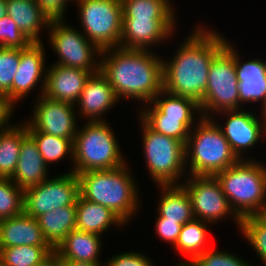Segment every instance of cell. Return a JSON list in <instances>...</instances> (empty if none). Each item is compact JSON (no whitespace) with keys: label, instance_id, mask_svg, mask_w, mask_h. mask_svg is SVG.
I'll return each instance as SVG.
<instances>
[{"label":"cell","instance_id":"1","mask_svg":"<svg viewBox=\"0 0 266 266\" xmlns=\"http://www.w3.org/2000/svg\"><path fill=\"white\" fill-rule=\"evenodd\" d=\"M208 28L196 26L179 44L175 55L168 58L170 61L163 58V89L191 98L199 105L206 91L211 62L228 41L215 29Z\"/></svg>","mask_w":266,"mask_h":266},{"label":"cell","instance_id":"2","mask_svg":"<svg viewBox=\"0 0 266 266\" xmlns=\"http://www.w3.org/2000/svg\"><path fill=\"white\" fill-rule=\"evenodd\" d=\"M100 71L120 100L148 104L163 89V57L150 50L121 47L101 50Z\"/></svg>","mask_w":266,"mask_h":266},{"label":"cell","instance_id":"3","mask_svg":"<svg viewBox=\"0 0 266 266\" xmlns=\"http://www.w3.org/2000/svg\"><path fill=\"white\" fill-rule=\"evenodd\" d=\"M129 164L115 169L77 174L80 196L109 208L126 225L140 210L139 188L128 168Z\"/></svg>","mask_w":266,"mask_h":266},{"label":"cell","instance_id":"4","mask_svg":"<svg viewBox=\"0 0 266 266\" xmlns=\"http://www.w3.org/2000/svg\"><path fill=\"white\" fill-rule=\"evenodd\" d=\"M239 160L211 118L202 117L190 130L185 144L187 175L215 176Z\"/></svg>","mask_w":266,"mask_h":266},{"label":"cell","instance_id":"5","mask_svg":"<svg viewBox=\"0 0 266 266\" xmlns=\"http://www.w3.org/2000/svg\"><path fill=\"white\" fill-rule=\"evenodd\" d=\"M84 124L81 126L83 128H78L73 141V163L67 172L80 174L91 170H109L128 162L106 120L87 121Z\"/></svg>","mask_w":266,"mask_h":266},{"label":"cell","instance_id":"6","mask_svg":"<svg viewBox=\"0 0 266 266\" xmlns=\"http://www.w3.org/2000/svg\"><path fill=\"white\" fill-rule=\"evenodd\" d=\"M215 177L220 182L232 211L240 220L258 213L266 199L264 163L248 157L218 172Z\"/></svg>","mask_w":266,"mask_h":266},{"label":"cell","instance_id":"7","mask_svg":"<svg viewBox=\"0 0 266 266\" xmlns=\"http://www.w3.org/2000/svg\"><path fill=\"white\" fill-rule=\"evenodd\" d=\"M143 156L150 177L156 185H180L187 174L185 145L172 137L150 129L140 118ZM186 172V173H185ZM185 174V175H184Z\"/></svg>","mask_w":266,"mask_h":266},{"label":"cell","instance_id":"8","mask_svg":"<svg viewBox=\"0 0 266 266\" xmlns=\"http://www.w3.org/2000/svg\"><path fill=\"white\" fill-rule=\"evenodd\" d=\"M236 109H239L238 80L234 46L228 40L211 62L200 110L204 118H212L219 112Z\"/></svg>","mask_w":266,"mask_h":266},{"label":"cell","instance_id":"9","mask_svg":"<svg viewBox=\"0 0 266 266\" xmlns=\"http://www.w3.org/2000/svg\"><path fill=\"white\" fill-rule=\"evenodd\" d=\"M65 20L53 19L47 29L48 42L59 57L53 64L82 69L92 74L98 72L101 50L80 29L65 23Z\"/></svg>","mask_w":266,"mask_h":266},{"label":"cell","instance_id":"10","mask_svg":"<svg viewBox=\"0 0 266 266\" xmlns=\"http://www.w3.org/2000/svg\"><path fill=\"white\" fill-rule=\"evenodd\" d=\"M83 34L100 50L120 47L121 0H79L76 3Z\"/></svg>","mask_w":266,"mask_h":266},{"label":"cell","instance_id":"11","mask_svg":"<svg viewBox=\"0 0 266 266\" xmlns=\"http://www.w3.org/2000/svg\"><path fill=\"white\" fill-rule=\"evenodd\" d=\"M79 195V178L74 172L48 177L24 189L23 212L36 219L58 207L75 205Z\"/></svg>","mask_w":266,"mask_h":266},{"label":"cell","instance_id":"12","mask_svg":"<svg viewBox=\"0 0 266 266\" xmlns=\"http://www.w3.org/2000/svg\"><path fill=\"white\" fill-rule=\"evenodd\" d=\"M188 192L195 219L205 221L212 225L219 223L225 217L233 218L235 225L240 227V219L232 211L220 182L215 176H190L181 181Z\"/></svg>","mask_w":266,"mask_h":266},{"label":"cell","instance_id":"13","mask_svg":"<svg viewBox=\"0 0 266 266\" xmlns=\"http://www.w3.org/2000/svg\"><path fill=\"white\" fill-rule=\"evenodd\" d=\"M35 100L37 101L32 107L33 115L29 120L23 121L27 131H40L74 141L79 128L75 105L52 100L44 95L38 96Z\"/></svg>","mask_w":266,"mask_h":266},{"label":"cell","instance_id":"14","mask_svg":"<svg viewBox=\"0 0 266 266\" xmlns=\"http://www.w3.org/2000/svg\"><path fill=\"white\" fill-rule=\"evenodd\" d=\"M219 116H227L225 126L218 124L216 117L211 119L221 129L223 136L230 144L232 151L240 160L246 157L244 153L257 145L259 140L265 136L263 113L258 117L252 111L245 108L236 110H226L217 113ZM214 118V119H213ZM260 119V120H259Z\"/></svg>","mask_w":266,"mask_h":266},{"label":"cell","instance_id":"15","mask_svg":"<svg viewBox=\"0 0 266 266\" xmlns=\"http://www.w3.org/2000/svg\"><path fill=\"white\" fill-rule=\"evenodd\" d=\"M177 18H122L120 47L152 50V46L170 40ZM156 44V45H155Z\"/></svg>","mask_w":266,"mask_h":266},{"label":"cell","instance_id":"16","mask_svg":"<svg viewBox=\"0 0 266 266\" xmlns=\"http://www.w3.org/2000/svg\"><path fill=\"white\" fill-rule=\"evenodd\" d=\"M43 44V42H32L27 48L20 49V63L11 87V102L15 106L40 82L42 84L38 96L43 95L47 68Z\"/></svg>","mask_w":266,"mask_h":266},{"label":"cell","instance_id":"17","mask_svg":"<svg viewBox=\"0 0 266 266\" xmlns=\"http://www.w3.org/2000/svg\"><path fill=\"white\" fill-rule=\"evenodd\" d=\"M118 101L107 77L99 70L87 79L75 107L80 114L78 116L86 118V121H104L103 116L116 106Z\"/></svg>","mask_w":266,"mask_h":266},{"label":"cell","instance_id":"18","mask_svg":"<svg viewBox=\"0 0 266 266\" xmlns=\"http://www.w3.org/2000/svg\"><path fill=\"white\" fill-rule=\"evenodd\" d=\"M240 56L236 46H234L235 70L239 90V109L245 104L259 102L260 105L262 104L260 111L263 112L266 109V61L264 62L260 58H252L244 62Z\"/></svg>","mask_w":266,"mask_h":266},{"label":"cell","instance_id":"19","mask_svg":"<svg viewBox=\"0 0 266 266\" xmlns=\"http://www.w3.org/2000/svg\"><path fill=\"white\" fill-rule=\"evenodd\" d=\"M92 73L78 68L52 64L46 68L43 95L75 105Z\"/></svg>","mask_w":266,"mask_h":266},{"label":"cell","instance_id":"20","mask_svg":"<svg viewBox=\"0 0 266 266\" xmlns=\"http://www.w3.org/2000/svg\"><path fill=\"white\" fill-rule=\"evenodd\" d=\"M1 248L13 246H50L37 219L24 212L15 217L0 220Z\"/></svg>","mask_w":266,"mask_h":266},{"label":"cell","instance_id":"21","mask_svg":"<svg viewBox=\"0 0 266 266\" xmlns=\"http://www.w3.org/2000/svg\"><path fill=\"white\" fill-rule=\"evenodd\" d=\"M101 236L95 233L73 229L57 246L54 252L61 258L73 262L100 264Z\"/></svg>","mask_w":266,"mask_h":266},{"label":"cell","instance_id":"22","mask_svg":"<svg viewBox=\"0 0 266 266\" xmlns=\"http://www.w3.org/2000/svg\"><path fill=\"white\" fill-rule=\"evenodd\" d=\"M48 169L35 141L27 135L22 140L17 167L10 179L20 188L26 189L46 180L50 172Z\"/></svg>","mask_w":266,"mask_h":266},{"label":"cell","instance_id":"23","mask_svg":"<svg viewBox=\"0 0 266 266\" xmlns=\"http://www.w3.org/2000/svg\"><path fill=\"white\" fill-rule=\"evenodd\" d=\"M7 15L31 42H43L40 32L48 29L49 17L36 0H6Z\"/></svg>","mask_w":266,"mask_h":266},{"label":"cell","instance_id":"24","mask_svg":"<svg viewBox=\"0 0 266 266\" xmlns=\"http://www.w3.org/2000/svg\"><path fill=\"white\" fill-rule=\"evenodd\" d=\"M113 225L121 229L126 224L109 208L78 196L76 229L102 236Z\"/></svg>","mask_w":266,"mask_h":266},{"label":"cell","instance_id":"25","mask_svg":"<svg viewBox=\"0 0 266 266\" xmlns=\"http://www.w3.org/2000/svg\"><path fill=\"white\" fill-rule=\"evenodd\" d=\"M158 187L161 193L156 210L161 217L182 225L195 219L190 196L182 184Z\"/></svg>","mask_w":266,"mask_h":266},{"label":"cell","instance_id":"26","mask_svg":"<svg viewBox=\"0 0 266 266\" xmlns=\"http://www.w3.org/2000/svg\"><path fill=\"white\" fill-rule=\"evenodd\" d=\"M143 106L138 109V117L150 129L165 136L175 138L184 145L187 142L190 130L199 122V120L181 121V117L165 116L152 102Z\"/></svg>","mask_w":266,"mask_h":266},{"label":"cell","instance_id":"27","mask_svg":"<svg viewBox=\"0 0 266 266\" xmlns=\"http://www.w3.org/2000/svg\"><path fill=\"white\" fill-rule=\"evenodd\" d=\"M36 219L46 241L55 250L63 239L76 229V204L58 207Z\"/></svg>","mask_w":266,"mask_h":266},{"label":"cell","instance_id":"28","mask_svg":"<svg viewBox=\"0 0 266 266\" xmlns=\"http://www.w3.org/2000/svg\"><path fill=\"white\" fill-rule=\"evenodd\" d=\"M18 123V124H17ZM0 132V177L11 178L19 160L22 140L28 135L26 124L22 122Z\"/></svg>","mask_w":266,"mask_h":266},{"label":"cell","instance_id":"29","mask_svg":"<svg viewBox=\"0 0 266 266\" xmlns=\"http://www.w3.org/2000/svg\"><path fill=\"white\" fill-rule=\"evenodd\" d=\"M210 223L193 219L182 225L178 240L174 246L176 252L185 254L188 261H192L196 256L209 249L208 232ZM207 244V245H206Z\"/></svg>","mask_w":266,"mask_h":266},{"label":"cell","instance_id":"30","mask_svg":"<svg viewBox=\"0 0 266 266\" xmlns=\"http://www.w3.org/2000/svg\"><path fill=\"white\" fill-rule=\"evenodd\" d=\"M152 103L165 116L181 117V121H196L203 117L200 105L195 100L169 93L164 89L152 100ZM196 114L199 117H196Z\"/></svg>","mask_w":266,"mask_h":266},{"label":"cell","instance_id":"31","mask_svg":"<svg viewBox=\"0 0 266 266\" xmlns=\"http://www.w3.org/2000/svg\"><path fill=\"white\" fill-rule=\"evenodd\" d=\"M28 135L35 141L38 151L44 162L50 168L53 163H57L69 157L73 162V140L56 137L40 131H27Z\"/></svg>","mask_w":266,"mask_h":266},{"label":"cell","instance_id":"32","mask_svg":"<svg viewBox=\"0 0 266 266\" xmlns=\"http://www.w3.org/2000/svg\"><path fill=\"white\" fill-rule=\"evenodd\" d=\"M122 18H175L170 0H121ZM174 10V11H173Z\"/></svg>","mask_w":266,"mask_h":266},{"label":"cell","instance_id":"33","mask_svg":"<svg viewBox=\"0 0 266 266\" xmlns=\"http://www.w3.org/2000/svg\"><path fill=\"white\" fill-rule=\"evenodd\" d=\"M54 249L51 246H13L2 248L0 263L3 266H37L46 260Z\"/></svg>","mask_w":266,"mask_h":266},{"label":"cell","instance_id":"34","mask_svg":"<svg viewBox=\"0 0 266 266\" xmlns=\"http://www.w3.org/2000/svg\"><path fill=\"white\" fill-rule=\"evenodd\" d=\"M24 189L10 178L0 177V220L23 213Z\"/></svg>","mask_w":266,"mask_h":266},{"label":"cell","instance_id":"35","mask_svg":"<svg viewBox=\"0 0 266 266\" xmlns=\"http://www.w3.org/2000/svg\"><path fill=\"white\" fill-rule=\"evenodd\" d=\"M239 230L266 266V223L251 215L240 220Z\"/></svg>","mask_w":266,"mask_h":266},{"label":"cell","instance_id":"36","mask_svg":"<svg viewBox=\"0 0 266 266\" xmlns=\"http://www.w3.org/2000/svg\"><path fill=\"white\" fill-rule=\"evenodd\" d=\"M20 63V49L0 47V94L11 101V87Z\"/></svg>","mask_w":266,"mask_h":266},{"label":"cell","instance_id":"37","mask_svg":"<svg viewBox=\"0 0 266 266\" xmlns=\"http://www.w3.org/2000/svg\"><path fill=\"white\" fill-rule=\"evenodd\" d=\"M196 266H255L239 258L235 253L207 249L192 260Z\"/></svg>","mask_w":266,"mask_h":266},{"label":"cell","instance_id":"38","mask_svg":"<svg viewBox=\"0 0 266 266\" xmlns=\"http://www.w3.org/2000/svg\"><path fill=\"white\" fill-rule=\"evenodd\" d=\"M31 43L7 14L0 19V47L24 49Z\"/></svg>","mask_w":266,"mask_h":266},{"label":"cell","instance_id":"39","mask_svg":"<svg viewBox=\"0 0 266 266\" xmlns=\"http://www.w3.org/2000/svg\"><path fill=\"white\" fill-rule=\"evenodd\" d=\"M153 260L139 251H128L112 256L105 266H156Z\"/></svg>","mask_w":266,"mask_h":266},{"label":"cell","instance_id":"40","mask_svg":"<svg viewBox=\"0 0 266 266\" xmlns=\"http://www.w3.org/2000/svg\"><path fill=\"white\" fill-rule=\"evenodd\" d=\"M155 229L156 234L165 242L170 243L173 247L175 246L179 234L181 232L182 224L176 221L165 220L157 213Z\"/></svg>","mask_w":266,"mask_h":266},{"label":"cell","instance_id":"41","mask_svg":"<svg viewBox=\"0 0 266 266\" xmlns=\"http://www.w3.org/2000/svg\"><path fill=\"white\" fill-rule=\"evenodd\" d=\"M36 2L49 19L53 20L65 19L64 15L68 6L66 4L70 0H36Z\"/></svg>","mask_w":266,"mask_h":266},{"label":"cell","instance_id":"42","mask_svg":"<svg viewBox=\"0 0 266 266\" xmlns=\"http://www.w3.org/2000/svg\"><path fill=\"white\" fill-rule=\"evenodd\" d=\"M15 108L16 106L6 95L0 94V132L9 129L13 125L10 119L13 116Z\"/></svg>","mask_w":266,"mask_h":266},{"label":"cell","instance_id":"43","mask_svg":"<svg viewBox=\"0 0 266 266\" xmlns=\"http://www.w3.org/2000/svg\"><path fill=\"white\" fill-rule=\"evenodd\" d=\"M58 265L59 266H102L100 264H92V263H85V262H73L69 260H65L58 256Z\"/></svg>","mask_w":266,"mask_h":266},{"label":"cell","instance_id":"44","mask_svg":"<svg viewBox=\"0 0 266 266\" xmlns=\"http://www.w3.org/2000/svg\"><path fill=\"white\" fill-rule=\"evenodd\" d=\"M37 266H59L58 265V255L54 252L46 260H44L40 265Z\"/></svg>","mask_w":266,"mask_h":266},{"label":"cell","instance_id":"45","mask_svg":"<svg viewBox=\"0 0 266 266\" xmlns=\"http://www.w3.org/2000/svg\"><path fill=\"white\" fill-rule=\"evenodd\" d=\"M256 216L262 220L263 222L266 223V199L264 200V202L262 203V206L260 208V210L258 211V213L256 214Z\"/></svg>","mask_w":266,"mask_h":266},{"label":"cell","instance_id":"46","mask_svg":"<svg viewBox=\"0 0 266 266\" xmlns=\"http://www.w3.org/2000/svg\"><path fill=\"white\" fill-rule=\"evenodd\" d=\"M6 14H7L6 0H0V19H2Z\"/></svg>","mask_w":266,"mask_h":266},{"label":"cell","instance_id":"47","mask_svg":"<svg viewBox=\"0 0 266 266\" xmlns=\"http://www.w3.org/2000/svg\"><path fill=\"white\" fill-rule=\"evenodd\" d=\"M176 266H196V264L193 261H188L187 262H179Z\"/></svg>","mask_w":266,"mask_h":266},{"label":"cell","instance_id":"48","mask_svg":"<svg viewBox=\"0 0 266 266\" xmlns=\"http://www.w3.org/2000/svg\"><path fill=\"white\" fill-rule=\"evenodd\" d=\"M262 113L264 117V130H265V136H266V109Z\"/></svg>","mask_w":266,"mask_h":266}]
</instances>
